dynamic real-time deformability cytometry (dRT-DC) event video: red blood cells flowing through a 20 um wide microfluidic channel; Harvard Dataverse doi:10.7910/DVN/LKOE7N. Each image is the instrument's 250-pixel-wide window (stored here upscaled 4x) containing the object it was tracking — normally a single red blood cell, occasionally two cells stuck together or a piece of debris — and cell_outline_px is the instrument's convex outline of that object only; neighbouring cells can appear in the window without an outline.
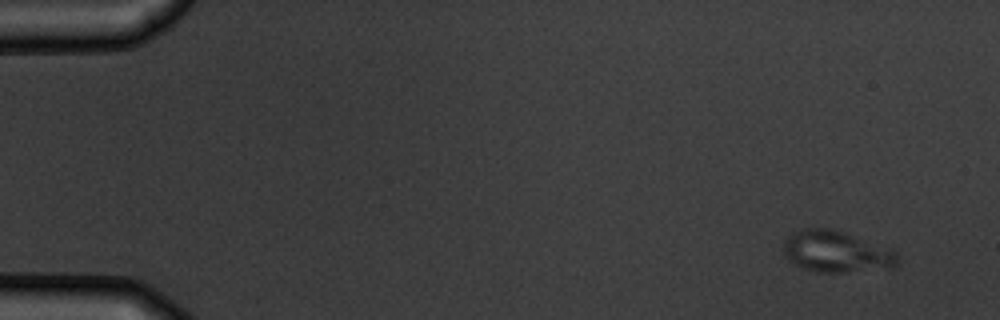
{"species": "common noctule bat (a hibernating species)", "species_latin": "Nyctalus noctula", "temperature_condition": "warm", "stored_images_in_passage": 6, "camera_frame_rate_fps": 3000, "um_per_image_px": 0.085, "animal": {"sex": "male", "body_mass_g": 19.5, "forearm_length_mm": 54.6}, "frame": {"image": 1, "passage_image": 1, "time_ms": 0.0, "image_size_px": [1000, 320], "cell_outline_px": [[896, 264], [888, 268], [844, 272], [816, 272], [804, 268], [788, 260], [784, 256], [784, 240], [792, 232], [800, 228], [828, 228], [844, 232], [892, 248], [896, 252]], "centroid_in_image_um": [71.05, 21.37], "position_along_channel_um": 13.9, "area_um2": 27.51}}